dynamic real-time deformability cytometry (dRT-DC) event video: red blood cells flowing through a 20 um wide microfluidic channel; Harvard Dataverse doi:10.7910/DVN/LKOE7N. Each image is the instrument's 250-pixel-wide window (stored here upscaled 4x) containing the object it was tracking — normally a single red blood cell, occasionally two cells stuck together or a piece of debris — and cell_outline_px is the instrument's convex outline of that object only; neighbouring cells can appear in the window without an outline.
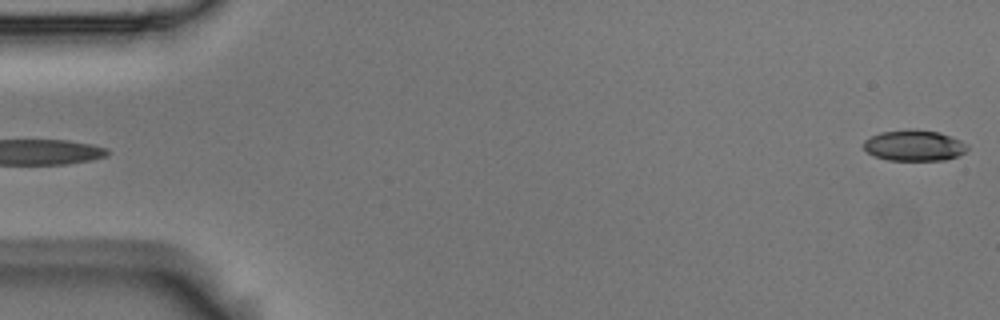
{"species": "Egyptian fruit bat (a non-hibernating species)", "species_latin": "Rousettus aegyptiacus", "temperature_condition": "room temperature", "stored_images_in_passage": 6, "segment_of_instrument_passage": [2, 2], "camera_frame_rate_fps": 3000, "um_per_image_px": 0.085, "animal": {"sex": "male"}, "frame": {"image": 1, "passage_image": 6, "time_ms": 1.667, "image_size_px": [1000, 320], "cell_outline_px": [[968, 148], [964, 152], [956, 156], [944, 160], [888, 160], [872, 156], [864, 148], [864, 140], [880, 132], [912, 128], [940, 132], [960, 140], [968, 144]], "centroid_in_image_um": [77.69, 12.35], "position_along_channel_um": 7.3, "area_um2": 18.79}}